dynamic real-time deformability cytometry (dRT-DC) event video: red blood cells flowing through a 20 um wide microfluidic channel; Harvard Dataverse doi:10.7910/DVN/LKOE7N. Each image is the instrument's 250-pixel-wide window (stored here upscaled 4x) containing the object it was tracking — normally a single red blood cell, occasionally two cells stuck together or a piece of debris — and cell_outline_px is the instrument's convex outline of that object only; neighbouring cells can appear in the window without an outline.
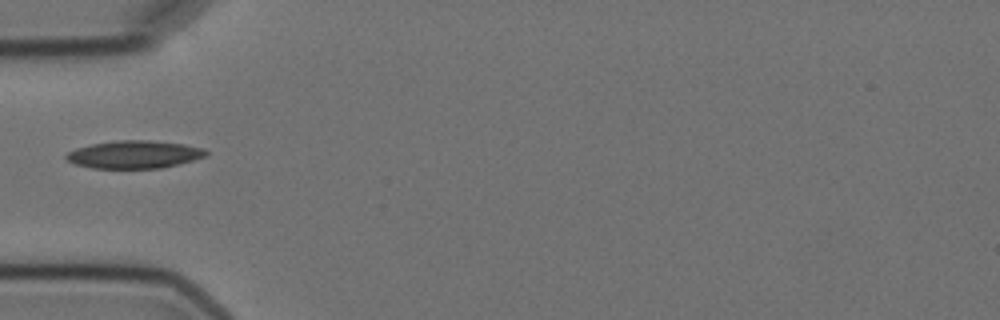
{"species": "Egyptian fruit bat (a non-hibernating species)", "species_latin": "Rousettus aegyptiacus", "temperature_condition": "cold", "stored_images_in_passage": 8, "camera_frame_rate_fps": 3000, "um_per_image_px": 0.085, "animal": {"sex": "female"}, "frame": {"image": 1, "passage_image": 6, "time_ms": 5.667, "image_size_px": [1000, 320], "cell_outline_px": [[208, 156], [160, 168], [92, 168], [76, 164], [68, 160], [64, 156], [68, 152], [76, 148], [92, 144], [116, 140], [148, 140], [184, 144], [204, 148], [208, 152]], "centroid_in_image_um": [11.42, 13.12], "position_along_channel_um": 73.6, "area_um2": 22.48}}